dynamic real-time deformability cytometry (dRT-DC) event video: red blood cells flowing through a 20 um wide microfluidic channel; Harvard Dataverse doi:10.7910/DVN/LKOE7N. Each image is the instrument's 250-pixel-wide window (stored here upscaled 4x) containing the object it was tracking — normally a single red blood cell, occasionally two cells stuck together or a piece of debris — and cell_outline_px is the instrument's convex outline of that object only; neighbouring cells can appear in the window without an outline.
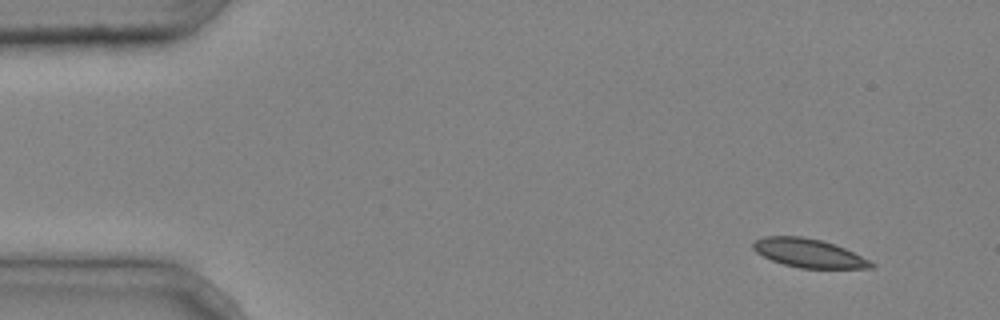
{"species": "common noctule bat (a hibernating species)", "species_latin": "Nyctalus noctula", "temperature_condition": "cold", "stored_images_in_passage": 5, "camera_frame_rate_fps": 3000, "um_per_image_px": 0.085, "animal": {"sex": "male", "body_mass_g": 20.4}, "frame": {"image": 1, "passage_image": 1, "time_ms": 0.0, "image_size_px": [1000, 320], "cell_outline_px": [[876, 264], [872, 268], [800, 268], [784, 264], [772, 260], [756, 252], [752, 248], [752, 244], [756, 240], [764, 236], [800, 236], [820, 240], [844, 248]], "centroid_in_image_um": [68.71, 21.51], "position_along_channel_um": 16.3, "area_um2": 19.36}}
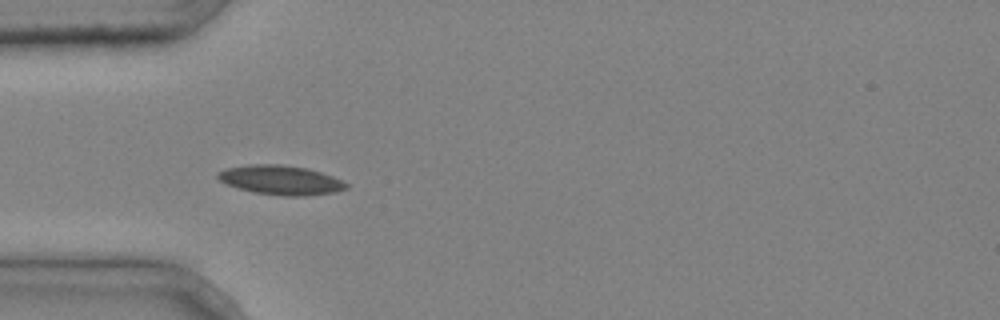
{"frame": {"image": 2, "passage_image": 3, "time_ms": 0.667, "image_size_px": [1000, 320], "cell_outline_px": [[348, 188], [336, 192], [304, 196], [284, 196], [252, 192], [228, 184], [220, 180], [216, 176], [216, 172], [228, 168], [248, 164], [280, 164], [308, 168], [332, 176], [348, 184]], "centroid_in_image_um": [23.87, 15.3], "position_along_channel_um": 61.1, "area_um2": 21.91}}